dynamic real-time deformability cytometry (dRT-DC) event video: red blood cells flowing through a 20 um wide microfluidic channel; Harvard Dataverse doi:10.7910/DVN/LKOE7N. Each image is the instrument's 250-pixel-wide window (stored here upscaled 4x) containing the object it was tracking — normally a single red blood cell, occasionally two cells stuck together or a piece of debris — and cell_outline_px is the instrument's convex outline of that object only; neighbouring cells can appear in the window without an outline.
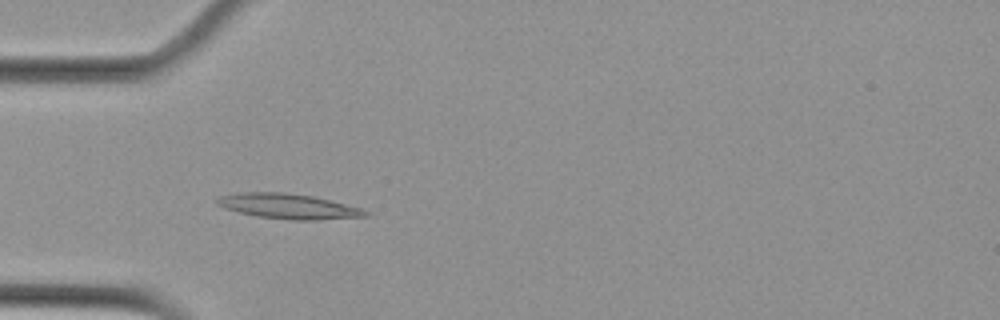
{"species": "Egyptian fruit bat (a non-hibernating species)", "species_latin": "Rousettus aegyptiacus", "temperature_condition": "cold", "stored_images_in_passage": 40, "camera_frame_rate_fps": 3000, "um_per_image_px": 0.085, "animal": {"sex": "female"}, "frame": {"image": 1, "passage_image": 1, "time_ms": 0.0, "image_size_px": [1000, 320], "cell_outline_px": [[372, 212], [368, 216], [316, 220], [292, 220], [256, 216], [224, 208], [216, 204], [216, 200], [220, 196], [240, 192], [284, 192], [312, 196], [360, 208]], "centroid_in_image_um": [24.5, 17.53], "position_along_channel_um": 60.5, "area_um2": 21.56}}
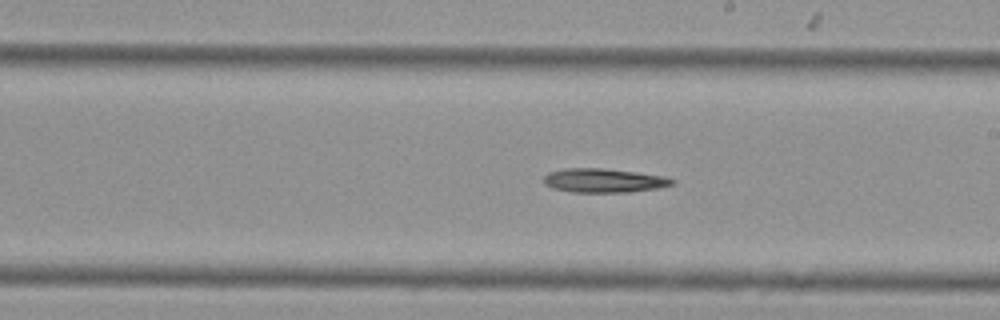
{"frame": {"image": 2, "passage_image": 16, "time_ms": 5.0, "image_size_px": [1000, 320], "cell_outline_px": [[676, 180], [672, 184], [660, 188], [628, 192], [572, 192], [552, 188], [544, 184], [544, 176], [548, 172], [564, 168], [600, 168], [636, 172], [664, 176]], "centroid_in_image_um": [51.3, 15.34], "position_along_channel_um": 237.7, "area_um2": 17.98}}
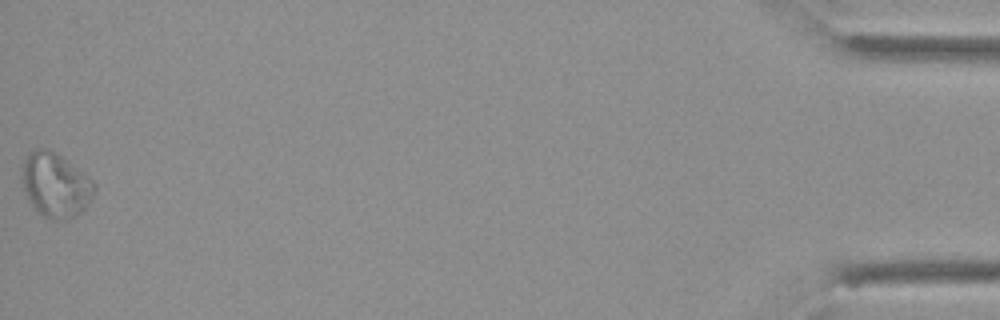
{"frame": {"image": 3, "passage_image": 40, "time_ms": 13.0, "image_size_px": [1000, 320], "cell_outline_px": [[96, 188], [88, 204], [76, 216], [68, 220], [52, 220], [36, 212], [28, 200], [24, 192], [20, 180], [20, 168], [24, 160], [36, 148], [40, 148], [52, 152], [60, 156], [84, 172], [96, 184]], "centroid_in_image_um": [4.69, 15.77], "position_along_channel_um": 430.5, "area_um2": 27.34}}